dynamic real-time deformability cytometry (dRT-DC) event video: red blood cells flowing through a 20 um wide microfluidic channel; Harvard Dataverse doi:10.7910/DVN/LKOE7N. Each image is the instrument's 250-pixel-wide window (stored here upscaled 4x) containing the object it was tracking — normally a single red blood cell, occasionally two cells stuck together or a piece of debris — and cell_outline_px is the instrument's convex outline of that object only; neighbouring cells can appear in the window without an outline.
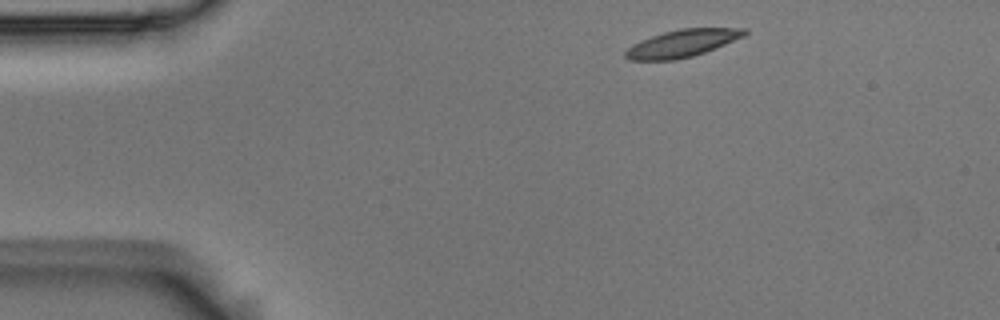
{"species": "Egyptian fruit bat (a non-hibernating species)", "species_latin": "Rousettus aegyptiacus", "temperature_condition": "room temperature", "stored_images_in_passage": 3, "camera_frame_rate_fps": 3000, "um_per_image_px": 0.085, "animal": {"sex": "male"}, "frame": {"image": 1, "passage_image": 1, "time_ms": 0.0, "image_size_px": [1000, 320], "cell_outline_px": [[748, 32], [744, 36], [716, 48], [692, 56], [672, 60], [628, 60], [624, 56], [624, 52], [632, 44], [640, 40], [664, 32], [680, 28], [748, 28]], "centroid_in_image_um": [57.98, 3.68], "position_along_channel_um": 27.0, "area_um2": 18.96}}